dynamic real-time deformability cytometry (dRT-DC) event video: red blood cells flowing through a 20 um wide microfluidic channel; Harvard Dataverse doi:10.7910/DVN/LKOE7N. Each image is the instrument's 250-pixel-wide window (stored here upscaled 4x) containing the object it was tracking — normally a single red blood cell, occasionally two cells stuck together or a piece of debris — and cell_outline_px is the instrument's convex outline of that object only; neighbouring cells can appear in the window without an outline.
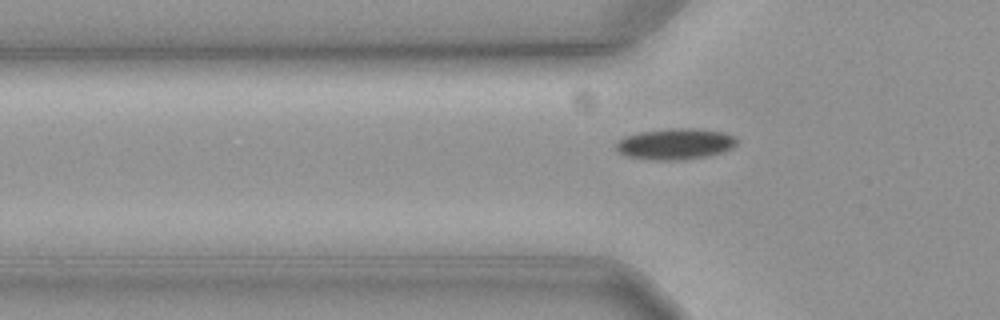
{"species": "common noctule bat (a hibernating species)", "species_latin": "Nyctalus noctula", "temperature_condition": "cold", "stored_images_in_passage": 35, "camera_frame_rate_fps": 3000, "um_per_image_px": 0.085, "animal": {"sex": "female", "body_mass_g": 19.3, "forearm_length_mm": 54.1}, "frame": {"image": 1, "passage_image": 3, "time_ms": 0.667, "image_size_px": [1000, 320], "cell_outline_px": [[736, 144], [732, 148], [720, 152], [704, 156], [684, 160], [652, 160], [624, 156], [616, 148], [616, 144], [624, 136], [640, 132], [668, 128], [692, 128], [724, 132], [736, 136]], "centroid_in_image_um": [57.38, 12.23], "position_along_channel_um": 68.4, "area_um2": 21.85}}
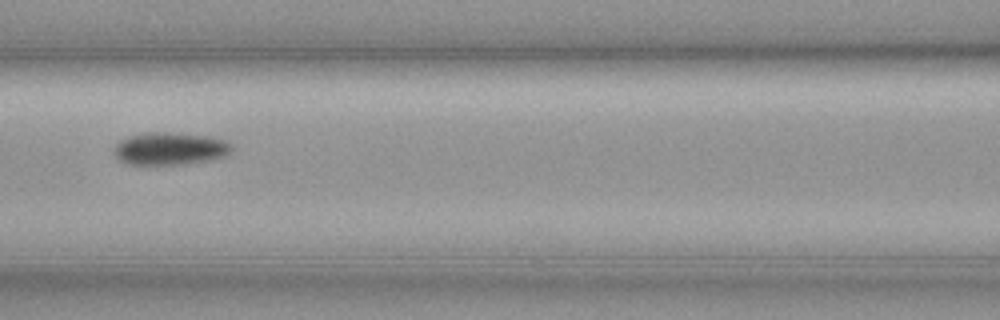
{"frame": {"image": 2, "passage_image": 10, "time_ms": 3.0, "image_size_px": [1000, 320], "cell_outline_px": [[232, 148], [224, 156], [212, 160], [188, 164], [128, 164], [120, 160], [112, 152], [116, 144], [120, 140], [132, 136], [148, 132], [164, 132], [208, 136], [224, 140], [232, 144]], "centroid_in_image_um": [14.45, 12.64], "position_along_channel_um": 152.2, "area_um2": 22.2}}
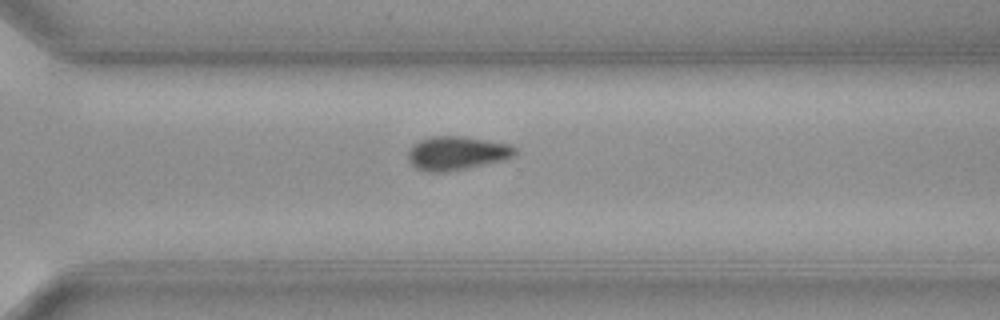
{"frame": {"image": 3, "passage_image": 25, "time_ms": 8.0, "image_size_px": [1000, 320], "cell_outline_px": [[516, 156], [504, 160], [448, 172], [428, 172], [416, 168], [408, 160], [408, 152], [412, 144], [420, 140], [432, 136], [460, 136], [508, 144], [516, 148]], "centroid_in_image_um": [38.81, 13.03], "position_along_channel_um": 331.8, "area_um2": 20.98}}